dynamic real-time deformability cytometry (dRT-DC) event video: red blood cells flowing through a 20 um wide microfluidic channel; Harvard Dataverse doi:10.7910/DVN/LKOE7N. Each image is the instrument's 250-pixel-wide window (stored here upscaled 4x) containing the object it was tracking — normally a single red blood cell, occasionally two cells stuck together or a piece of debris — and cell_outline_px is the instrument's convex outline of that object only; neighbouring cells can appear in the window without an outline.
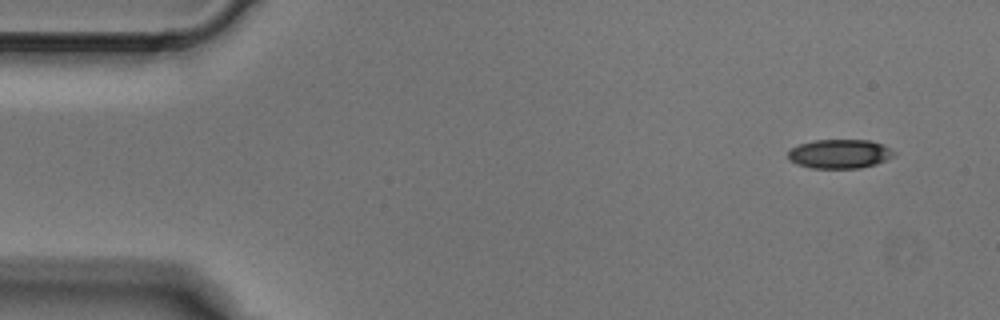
{"species": "Egyptian fruit bat (a non-hibernating species)", "species_latin": "Rousettus aegyptiacus", "temperature_condition": "cold", "stored_images_in_passage": 3, "camera_frame_rate_fps": 3000, "um_per_image_px": 0.085, "animal": {"sex": "male"}, "frame": {"image": 1, "passage_image": 1, "time_ms": 0.0, "image_size_px": [1000, 320], "cell_outline_px": [[896, 152], [892, 156], [876, 164], [860, 168], [812, 168], [796, 164], [788, 160], [788, 152], [792, 148], [800, 144], [816, 140], [868, 140], [884, 144]], "centroid_in_image_um": [71.36, 13.08], "position_along_channel_um": 13.6, "area_um2": 17.92}}
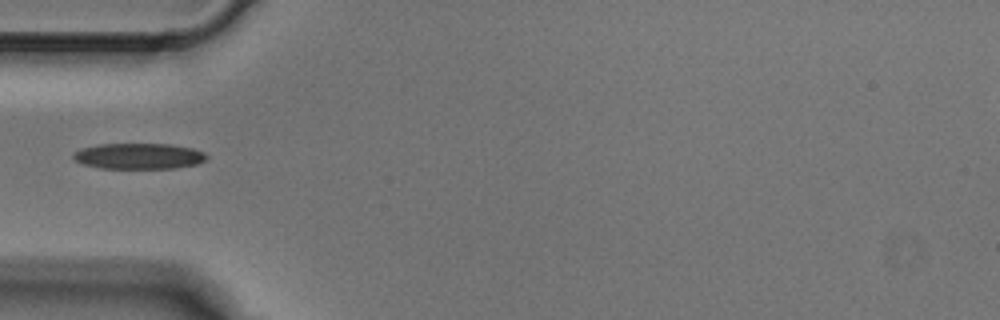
{"frame": {"image": 2, "passage_image": 3, "time_ms": 0.667, "image_size_px": [1000, 320], "cell_outline_px": [[208, 160], [196, 164], [176, 168], [100, 168], [84, 164], [76, 160], [72, 156], [72, 152], [80, 148], [100, 144], [168, 144], [192, 148], [204, 152], [208, 156]], "centroid_in_image_um": [11.81, 13.27], "position_along_channel_um": 73.2, "area_um2": 20.11}}